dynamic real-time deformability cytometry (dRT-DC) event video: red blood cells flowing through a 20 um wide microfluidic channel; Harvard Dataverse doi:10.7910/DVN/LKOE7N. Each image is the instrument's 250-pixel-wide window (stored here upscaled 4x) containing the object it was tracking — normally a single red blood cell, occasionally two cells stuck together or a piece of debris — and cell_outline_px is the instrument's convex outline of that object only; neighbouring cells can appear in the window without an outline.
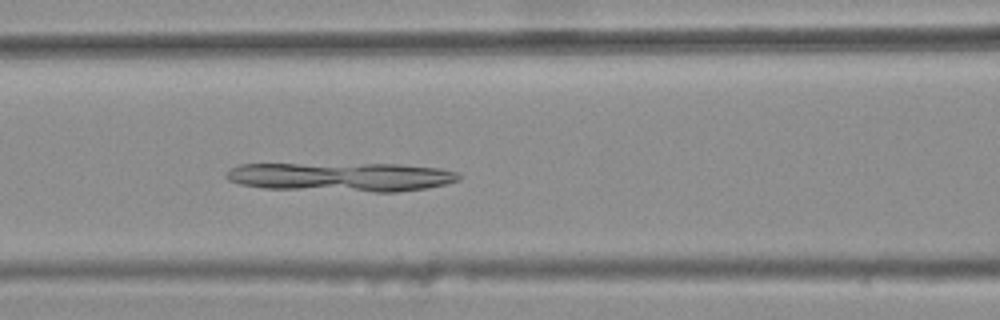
{"species": "common noctule bat (a hibernating species)", "species_latin": "Nyctalus noctula", "temperature_condition": "warm", "stored_images_in_passage": 45, "camera_frame_rate_fps": 3000, "um_per_image_px": 0.085, "animal": {"sex": "female", "body_mass_g": 25.1}, "frame": {"image": 1, "passage_image": 22, "time_ms": 7.0, "image_size_px": [1000, 320], "cell_outline_px": [[460, 180], [428, 188], [396, 192], [372, 192], [264, 188], [240, 184], [228, 180], [224, 176], [224, 172], [228, 168], [240, 164], [400, 164], [440, 168], [456, 172], [460, 176]], "centroid_in_image_um": [28.98, 15.04], "position_along_channel_um": 137.6, "area_um2": 39.65}}
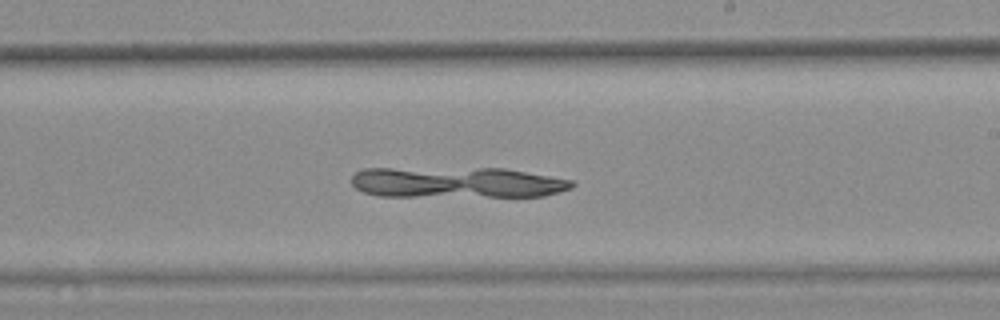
{"frame": {"image": 2, "passage_image": 31, "time_ms": 10.0, "image_size_px": [1000, 320], "cell_outline_px": [[576, 184], [572, 188], [560, 192], [544, 196], [380, 196], [364, 192], [356, 188], [352, 184], [352, 176], [356, 172], [364, 168], [504, 168], [572, 180]], "centroid_in_image_um": [38.84, 15.5], "position_along_channel_um": 250.2, "area_um2": 39.77}}
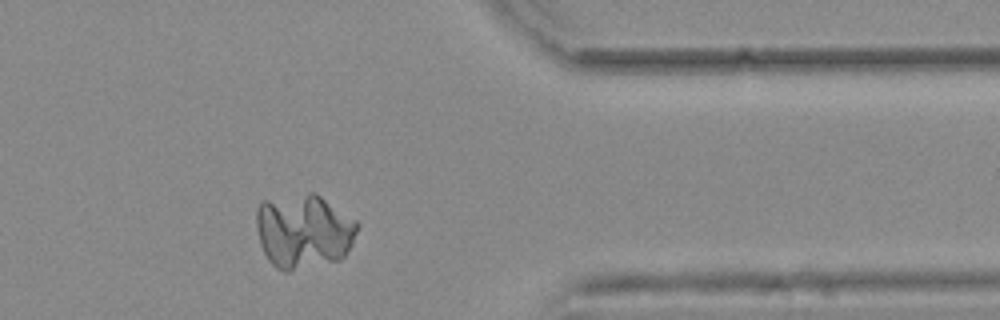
{"frame": {"image": 3, "passage_image": 43, "time_ms": 14.0, "image_size_px": [1000, 320], "cell_outline_px": [[360, 224], [352, 244], [344, 256], [340, 260], [288, 272], [284, 272], [276, 268], [268, 260], [260, 244], [256, 228], [256, 208], [260, 200], [308, 192], [316, 192], [356, 220]], "centroid_in_image_um": [25.79, 19.64], "position_along_channel_um": 385.6, "area_um2": 44.56}}